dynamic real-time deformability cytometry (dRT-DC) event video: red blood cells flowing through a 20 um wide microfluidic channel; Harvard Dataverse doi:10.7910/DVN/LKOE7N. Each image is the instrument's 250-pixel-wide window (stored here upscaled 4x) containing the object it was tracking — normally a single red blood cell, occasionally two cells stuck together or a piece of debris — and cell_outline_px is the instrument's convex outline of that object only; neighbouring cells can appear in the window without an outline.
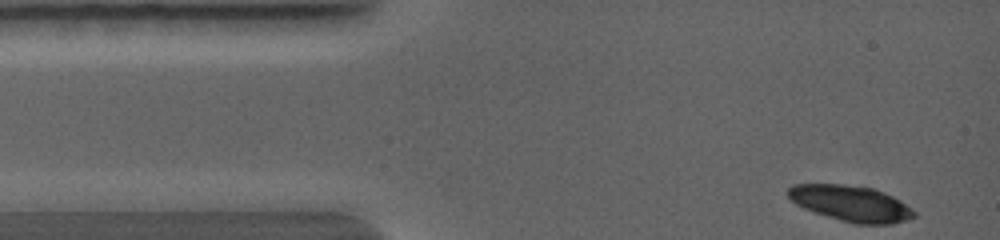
{"species": "common noctule bat (a hibernating species)", "species_latin": "Nyctalus noctula", "temperature_condition": "warm", "stored_images_in_passage": 8, "camera_frame_rate_fps": 5000, "um_per_image_px": 0.085, "animal": {"sex": "female", "body_mass_g": 19.0, "forearm_length_mm": 56.7}, "frame": {"image": 1, "passage_image": 1, "time_ms": 0.0, "image_size_px": [1000, 240], "cell_outline_px": [[916, 216], [892, 224], [852, 224], [804, 208], [796, 204], [788, 196], [788, 188], [796, 184], [836, 184], [872, 188], [892, 196], [916, 212]], "centroid_in_image_um": [72.32, 17.3], "position_along_channel_um": 12.7, "area_um2": 25.84}}